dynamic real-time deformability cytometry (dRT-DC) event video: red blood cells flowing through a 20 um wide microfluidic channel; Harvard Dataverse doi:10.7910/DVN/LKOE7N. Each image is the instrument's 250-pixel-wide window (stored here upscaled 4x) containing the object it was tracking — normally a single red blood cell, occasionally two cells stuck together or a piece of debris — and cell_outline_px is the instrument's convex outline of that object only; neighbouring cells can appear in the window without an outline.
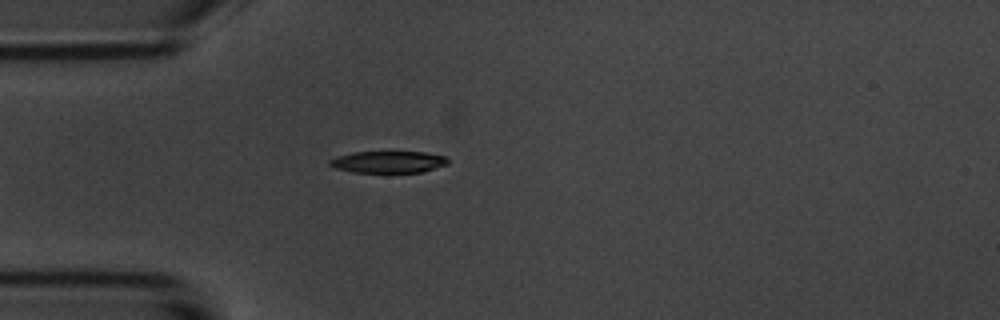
{"species": "common noctule bat (a hibernating species)", "species_latin": "Nyctalus noctula", "temperature_condition": "room temperature", "stored_images_in_passage": 1, "camera_frame_rate_fps": 3000, "um_per_image_px": 0.085, "animal": {"sex": "male", "body_mass_g": 20.1, "forearm_length_mm": 53.5}, "frame": {"image": 1, "passage_image": 1, "time_ms": 0.0, "image_size_px": [1000, 320], "cell_outline_px": [[448, 164], [420, 172], [352, 172], [336, 168], [328, 164], [328, 160], [336, 156], [352, 152], [424, 152], [444, 156], [448, 160]], "centroid_in_image_um": [32.95, 13.76], "position_along_channel_um": 52.0, "area_um2": 14.91}}